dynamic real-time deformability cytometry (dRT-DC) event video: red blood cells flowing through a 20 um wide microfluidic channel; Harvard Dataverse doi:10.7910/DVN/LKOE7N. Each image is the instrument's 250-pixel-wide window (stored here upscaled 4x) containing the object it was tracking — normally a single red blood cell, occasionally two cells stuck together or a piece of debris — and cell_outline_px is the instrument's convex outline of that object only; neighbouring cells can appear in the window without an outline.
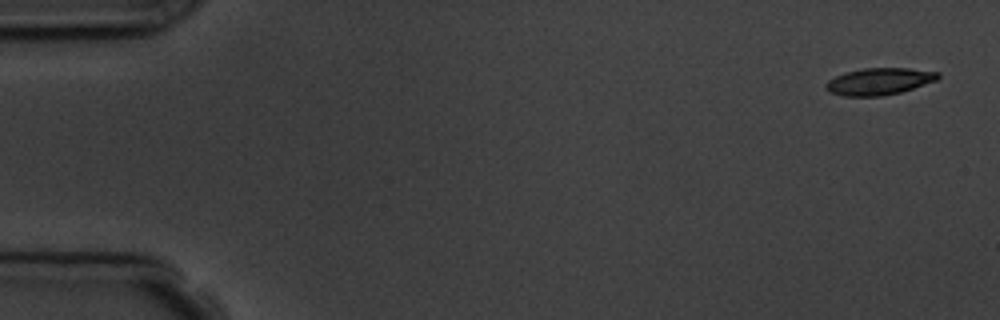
{"species": "common noctule bat (a hibernating species)", "species_latin": "Nyctalus noctula", "temperature_condition": "room temperature", "stored_images_in_passage": 6, "camera_frame_rate_fps": 3000, "um_per_image_px": 0.085, "animal": {"sex": "male", "body_mass_g": 19.5, "forearm_length_mm": 54.6}, "frame": {"image": 1, "passage_image": 1, "time_ms": 0.0, "image_size_px": [1000, 320], "cell_outline_px": [[940, 76], [936, 80], [900, 92], [880, 96], [844, 96], [828, 92], [824, 88], [824, 84], [828, 80], [836, 76], [848, 72], [864, 68], [908, 68], [940, 72]], "centroid_in_image_um": [74.69, 6.92], "position_along_channel_um": 10.3, "area_um2": 17.46}}
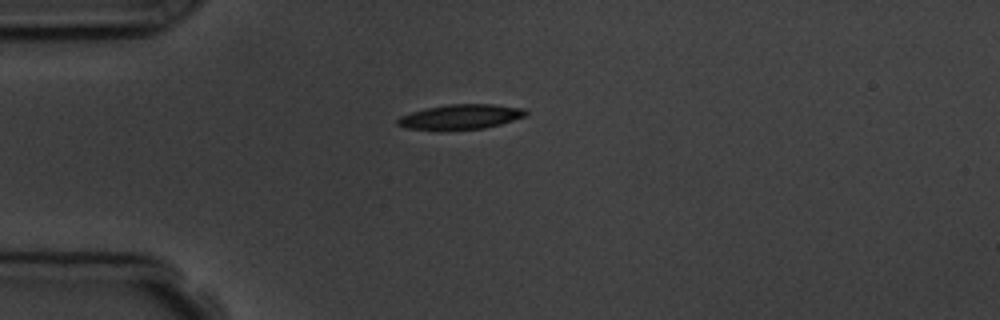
{"frame": {"image": 2, "passage_image": 4, "time_ms": 4.0, "image_size_px": [1000, 320], "cell_outline_px": [[528, 116], [500, 124], [484, 128], [440, 132], [436, 132], [404, 128], [396, 124], [396, 120], [400, 116], [424, 108], [448, 104], [492, 104], [524, 108], [528, 112]], "centroid_in_image_um": [39.1, 9.96], "position_along_channel_um": 45.9, "area_um2": 19.36}}
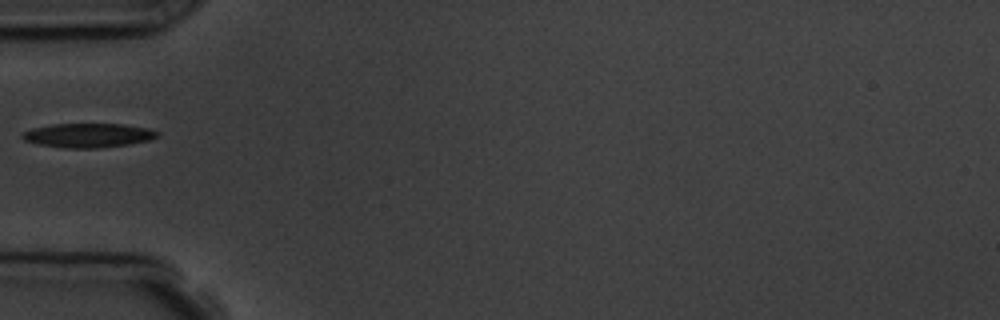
{"frame": {"image": 3, "passage_image": 5, "time_ms": 5.333, "image_size_px": [1000, 320], "cell_outline_px": [[160, 136], [148, 140], [128, 144], [96, 148], [64, 148], [36, 144], [24, 140], [20, 136], [24, 132], [32, 128], [52, 124], [124, 124], [148, 128], [160, 132]], "centroid_in_image_um": [7.49, 11.5], "position_along_channel_um": 77.5, "area_um2": 19.07}}